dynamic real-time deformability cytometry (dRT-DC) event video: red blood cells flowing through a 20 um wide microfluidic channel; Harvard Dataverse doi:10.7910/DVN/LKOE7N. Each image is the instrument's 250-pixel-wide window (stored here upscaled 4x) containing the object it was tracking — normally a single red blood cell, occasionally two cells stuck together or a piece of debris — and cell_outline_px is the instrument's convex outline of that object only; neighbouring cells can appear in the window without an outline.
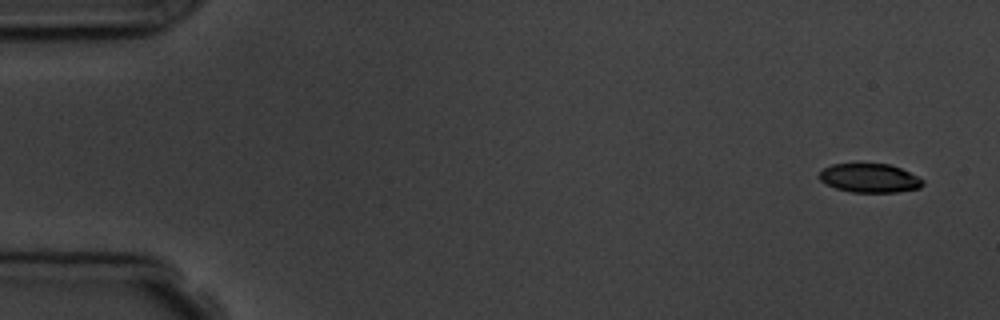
{"species": "common noctule bat (a hibernating species)", "species_latin": "Nyctalus noctula", "temperature_condition": "room temperature", "stored_images_in_passage": 5, "camera_frame_rate_fps": 3000, "um_per_image_px": 0.085, "animal": {"sex": "male", "body_mass_g": 19.5, "forearm_length_mm": 54.6}, "frame": {"image": 1, "passage_image": 1, "time_ms": 0.0, "image_size_px": [1000, 320], "cell_outline_px": [[924, 184], [920, 188], [896, 192], [852, 192], [836, 188], [820, 180], [816, 176], [824, 168], [832, 164], [888, 164], [900, 168], [924, 180]], "centroid_in_image_um": [73.91, 15.14], "position_along_channel_um": 11.1, "area_um2": 17.28}}
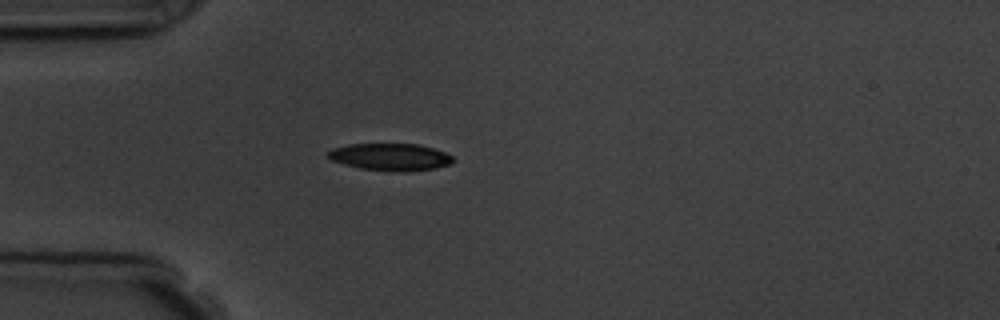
{"frame": {"image": 2, "passage_image": 5, "time_ms": 4.333, "image_size_px": [1000, 320], "cell_outline_px": [[456, 160], [452, 164], [436, 168], [408, 172], [396, 172], [360, 168], [344, 164], [332, 160], [328, 156], [328, 152], [332, 148], [348, 144], [420, 144], [444, 152], [452, 156]], "centroid_in_image_um": [33.22, 13.35], "position_along_channel_um": 51.8, "area_um2": 19.94}}